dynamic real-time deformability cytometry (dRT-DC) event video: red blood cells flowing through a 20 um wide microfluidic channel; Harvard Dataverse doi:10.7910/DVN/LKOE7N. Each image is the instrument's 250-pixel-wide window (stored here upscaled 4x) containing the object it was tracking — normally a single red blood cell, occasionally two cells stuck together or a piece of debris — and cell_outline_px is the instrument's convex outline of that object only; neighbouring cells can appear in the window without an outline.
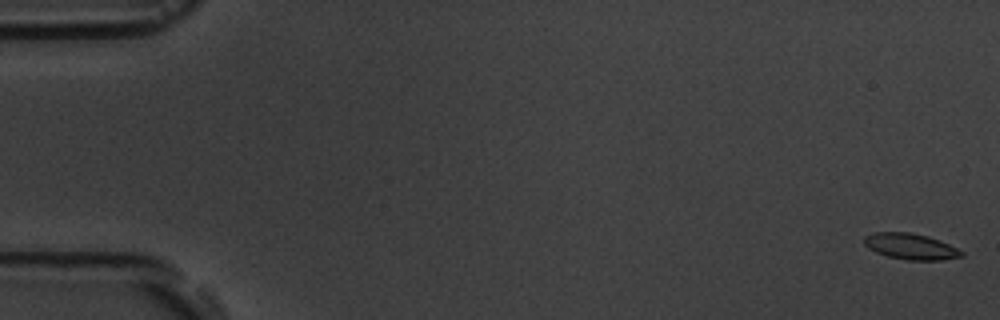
{"species": "common noctule bat (a hibernating species)", "species_latin": "Nyctalus noctula", "temperature_condition": "room temperature", "stored_images_in_passage": 17, "camera_frame_rate_fps": 3000, "um_per_image_px": 0.085, "animal": {"sex": "male", "body_mass_g": 19.5, "forearm_length_mm": 54.6}, "frame": {"image": 1, "passage_image": 1, "time_ms": 0.0, "image_size_px": [1000, 320], "cell_outline_px": [[964, 256], [940, 260], [908, 260], [888, 256], [876, 252], [868, 248], [864, 244], [864, 236], [872, 232], [912, 232], [928, 236], [940, 240], [964, 252]], "centroid_in_image_um": [77.39, 20.93], "position_along_channel_um": 7.6, "area_um2": 14.8}}
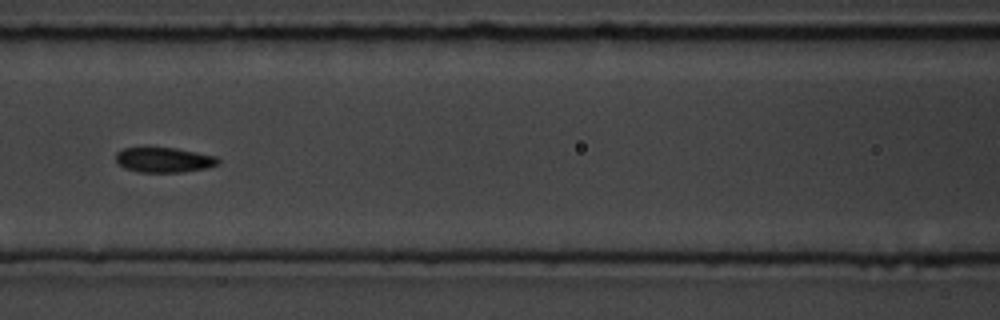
{"frame": {"image": 2, "passage_image": 8, "time_ms": 8.0, "image_size_px": [1000, 320], "cell_outline_px": [[220, 164], [208, 168], [180, 172], [140, 172], [124, 168], [116, 160], [116, 152], [124, 148], [176, 148], [216, 156], [220, 160]], "centroid_in_image_um": [13.97, 13.59], "position_along_channel_um": 152.6, "area_um2": 14.85}}
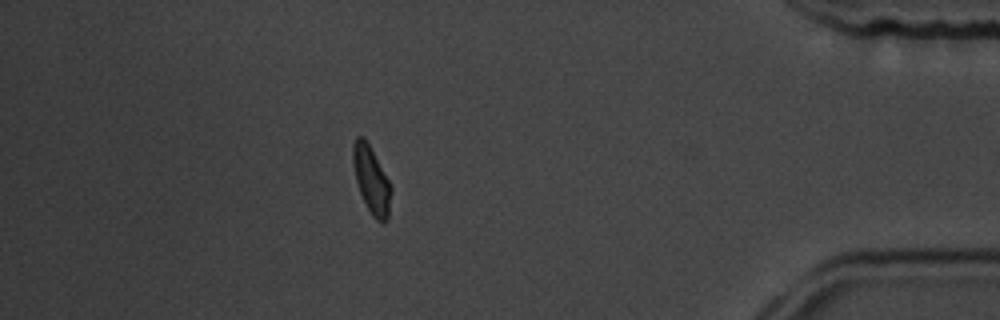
{"frame": {"image": 3, "passage_image": 15, "time_ms": 16.0, "image_size_px": [1000, 320], "cell_outline_px": [[392, 192], [388, 220], [384, 224], [380, 224], [372, 216], [360, 192], [356, 180], [352, 160], [352, 144], [356, 136], [364, 136], [388, 180], [392, 188]], "centroid_in_image_um": [31.57, 15.33], "position_along_channel_um": 403.6, "area_um2": 14.91}, "authors_computed_cell_mechanics": {"area_um2": 14.9124, "velocity_mm_per_s": 3.6878, "shape_relaxation_time_tau1_ms": 5.6935, "shape_relaxation_time_tau2_ms": null, "deformation_change_tau1": 0.1277, "deformation_change_tau2": null}}